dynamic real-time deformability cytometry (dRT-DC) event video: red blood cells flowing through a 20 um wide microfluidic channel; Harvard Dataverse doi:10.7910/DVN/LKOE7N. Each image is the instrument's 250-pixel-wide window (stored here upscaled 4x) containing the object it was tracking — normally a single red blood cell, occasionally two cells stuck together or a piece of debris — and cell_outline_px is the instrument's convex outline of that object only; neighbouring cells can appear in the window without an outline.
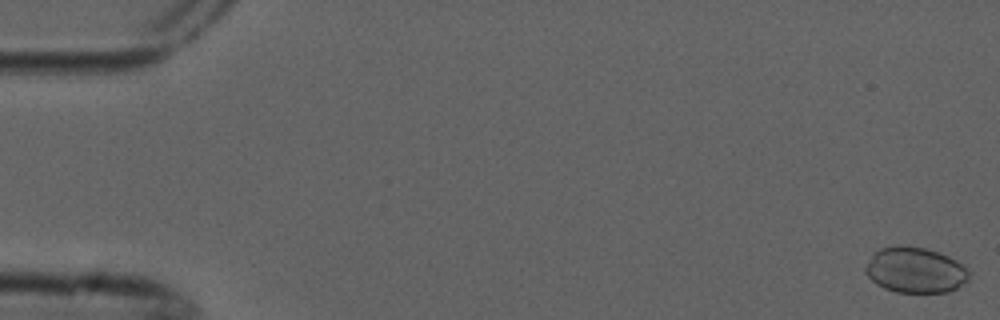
{"species": "common noctule bat (a hibernating species)", "species_latin": "Nyctalus noctula", "temperature_condition": "cold", "stored_images_in_passage": 6, "camera_frame_rate_fps": 3000, "um_per_image_px": 0.085, "animal": {"sex": "male", "forearm_length_mm": 52.5}, "frame": {"image": 1, "passage_image": 1, "time_ms": 0.0, "image_size_px": [1000, 320], "cell_outline_px": [[972, 272], [968, 280], [956, 288], [948, 292], [896, 292], [884, 288], [876, 284], [864, 272], [864, 268], [872, 252], [880, 248], [896, 244], [924, 248], [940, 252], [964, 264]], "centroid_in_image_um": [77.79, 22.94], "position_along_channel_um": 7.2, "area_um2": 28.03}}